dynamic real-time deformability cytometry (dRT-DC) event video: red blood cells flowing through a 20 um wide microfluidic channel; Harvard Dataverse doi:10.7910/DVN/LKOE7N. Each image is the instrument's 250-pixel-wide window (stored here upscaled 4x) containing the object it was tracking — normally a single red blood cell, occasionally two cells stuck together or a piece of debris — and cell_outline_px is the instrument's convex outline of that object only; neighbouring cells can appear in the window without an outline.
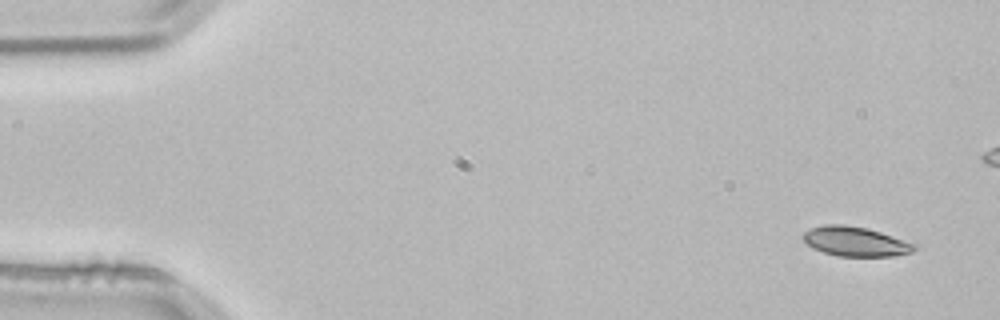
{"species": "common noctule bat (a hibernating species)", "species_latin": "Nyctalus noctula", "temperature_condition": "room temperature", "stored_images_in_passage": 4, "camera_frame_rate_fps": 3000, "um_per_image_px": 0.085, "animal": {"sex": "male", "body_mass_g": 21.5, "forearm_length_mm": 52.0}, "frame": {"image": 1, "passage_image": 1, "time_ms": 0.0, "image_size_px": [1000, 320], "cell_outline_px": [[916, 248], [912, 252], [892, 256], [836, 256], [824, 252], [808, 244], [800, 236], [804, 232], [812, 228], [824, 224], [844, 224], [868, 228], [916, 244]], "centroid_in_image_um": [72.7, 20.52], "position_along_channel_um": 12.3, "area_um2": 19.02}}
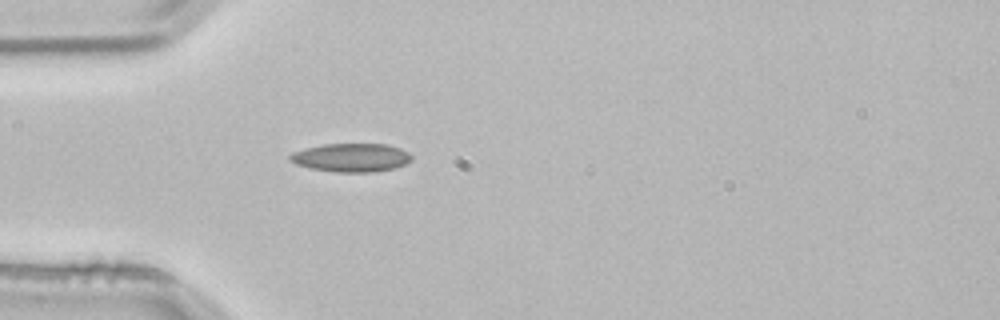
{"frame": {"image": 2, "passage_image": 4, "time_ms": 1.0, "image_size_px": [1000, 320], "cell_outline_px": [[412, 160], [396, 168], [372, 172], [336, 172], [308, 168], [296, 164], [288, 160], [288, 156], [292, 152], [304, 148], [324, 144], [384, 144], [400, 148], [408, 152], [412, 156]], "centroid_in_image_um": [29.82, 13.4], "position_along_channel_um": 55.2, "area_um2": 20.35}}